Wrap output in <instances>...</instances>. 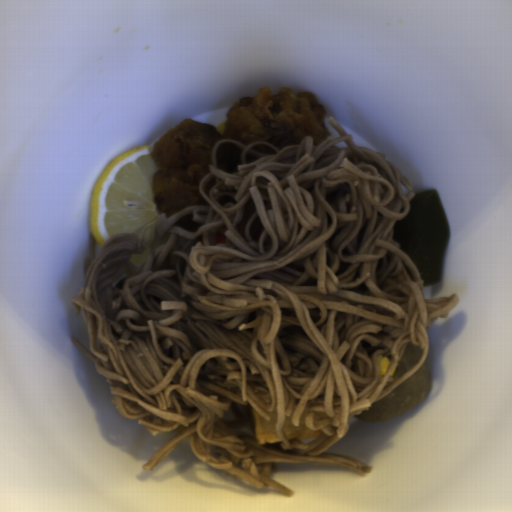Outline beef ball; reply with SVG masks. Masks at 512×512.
Masks as SVG:
<instances>
[{"instance_id":"beef-ball-1","label":"beef ball","mask_w":512,"mask_h":512,"mask_svg":"<svg viewBox=\"0 0 512 512\" xmlns=\"http://www.w3.org/2000/svg\"><path fill=\"white\" fill-rule=\"evenodd\" d=\"M431 380L430 353L427 349L419 368L388 395L372 404L357 418L368 422L393 420L403 416L429 393Z\"/></svg>"},{"instance_id":"beef-ball-2","label":"beef ball","mask_w":512,"mask_h":512,"mask_svg":"<svg viewBox=\"0 0 512 512\" xmlns=\"http://www.w3.org/2000/svg\"><path fill=\"white\" fill-rule=\"evenodd\" d=\"M421 355L422 351L418 345L407 344L393 373V378L396 380L413 370L421 360Z\"/></svg>"}]
</instances>
